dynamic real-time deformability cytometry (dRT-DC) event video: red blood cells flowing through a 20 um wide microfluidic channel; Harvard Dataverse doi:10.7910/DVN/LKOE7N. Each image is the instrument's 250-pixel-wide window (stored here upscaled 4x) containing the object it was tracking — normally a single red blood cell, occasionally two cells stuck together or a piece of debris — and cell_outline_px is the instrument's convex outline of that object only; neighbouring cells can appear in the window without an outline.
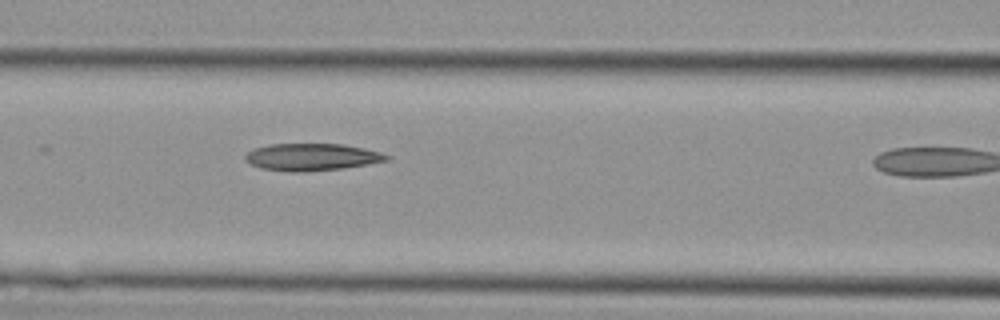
{"species": "Egyptian fruit bat (a non-hibernating species)", "species_latin": "Rousettus aegyptiacus", "temperature_condition": "cold", "stored_images_in_passage": 10, "camera_frame_rate_fps": 3000, "um_per_image_px": 0.085, "animal": {"sex": "female"}, "frame": {"image": 1, "passage_image": 9, "time_ms": 2.667, "image_size_px": [1000, 320], "cell_outline_px": [[392, 156], [388, 160], [344, 168], [304, 172], [292, 172], [260, 168], [244, 160], [244, 156], [252, 148], [272, 144], [344, 144], [364, 148], [380, 152]], "centroid_in_image_um": [26.49, 13.35], "position_along_channel_um": 140.1, "area_um2": 22.43}}